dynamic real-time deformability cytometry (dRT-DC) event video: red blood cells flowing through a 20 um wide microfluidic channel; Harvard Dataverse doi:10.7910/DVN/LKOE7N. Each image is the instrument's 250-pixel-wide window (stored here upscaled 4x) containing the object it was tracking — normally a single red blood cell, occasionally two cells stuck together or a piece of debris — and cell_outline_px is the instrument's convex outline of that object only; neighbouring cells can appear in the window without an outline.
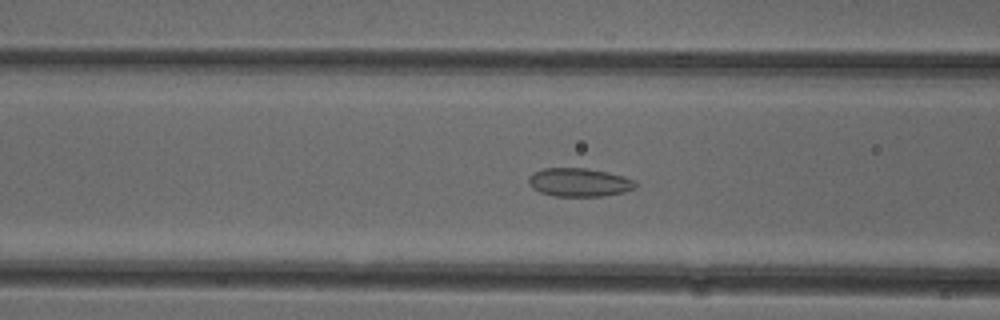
{"species": "common noctule bat (a hibernating species)", "species_latin": "Nyctalus noctula", "temperature_condition": "cold", "stored_images_in_passage": 53, "camera_frame_rate_fps": 3000, "um_per_image_px": 0.085, "animal": {"sex": "female"}, "frame": {"image": 1, "passage_image": 20, "time_ms": 6.333, "image_size_px": [1000, 320], "cell_outline_px": [[636, 188], [624, 192], [604, 196], [556, 196], [540, 192], [532, 188], [528, 184], [528, 176], [532, 172], [544, 168], [584, 168], [608, 172], [624, 176], [636, 180]], "centroid_in_image_um": [49.23, 15.49], "position_along_channel_um": 117.4, "area_um2": 17.92}}
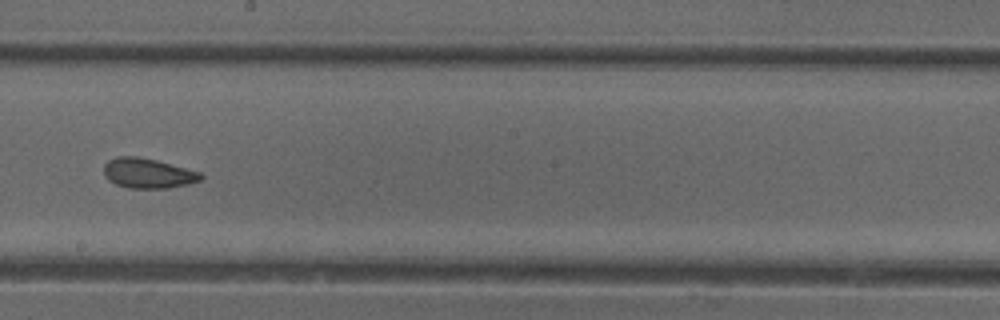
{"frame": {"image": 2, "passage_image": 29, "time_ms": 9.333, "image_size_px": [1000, 320], "cell_outline_px": [[204, 176], [200, 180], [188, 184], [168, 188], [128, 188], [116, 184], [108, 180], [104, 176], [104, 164], [108, 160], [116, 156], [136, 156], [156, 160], [200, 172]], "centroid_in_image_um": [12.54, 14.72], "position_along_channel_um": 235.7, "area_um2": 16.94}}
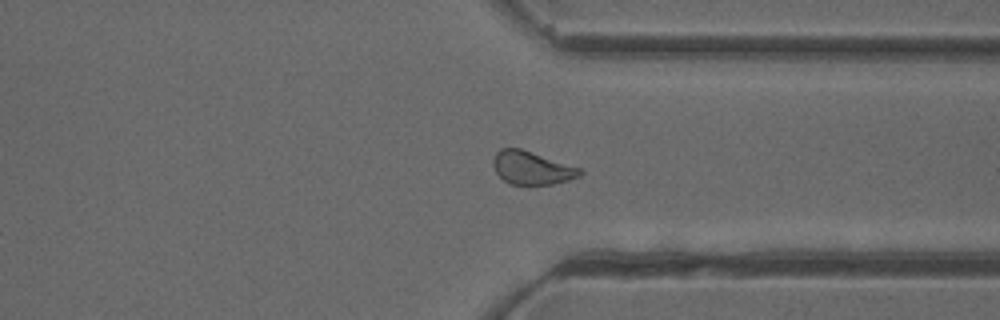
{"frame": {"image": 3, "passage_image": 39, "time_ms": 12.667, "image_size_px": [1000, 320], "cell_outline_px": [[584, 172], [580, 176], [568, 180], [552, 184], [508, 184], [496, 172], [492, 164], [492, 160], [496, 152], [500, 148], [520, 148], [580, 168]], "centroid_in_image_um": [45.18, 14.27], "position_along_channel_um": 366.2, "area_um2": 16.65}, "authors_computed_cell_mechanics": {"area_um2": 18.0914, "velocity_mm_per_s": 3.9421, "shape_relaxation_time_tau1_ms": null, "shape_relaxation_time_tau2_ms": 1.8782, "deformation_change_tau1": null, "deformation_change_tau2": 0.0706}}